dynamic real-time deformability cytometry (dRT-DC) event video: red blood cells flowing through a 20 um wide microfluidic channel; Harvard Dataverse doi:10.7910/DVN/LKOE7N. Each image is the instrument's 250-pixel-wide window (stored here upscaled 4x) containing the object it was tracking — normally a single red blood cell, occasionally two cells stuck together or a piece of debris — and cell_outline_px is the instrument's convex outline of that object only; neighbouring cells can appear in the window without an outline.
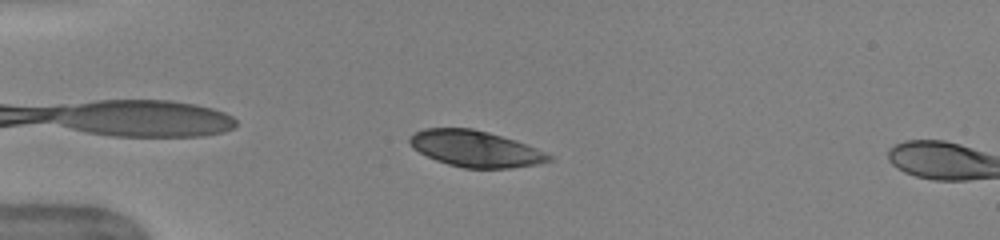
{"species": "human", "species_latin": "Homo sapiens", "temperature_condition": "warm", "stored_images_in_passage": 6, "camera_frame_rate_fps": 3000, "um_per_image_px": 0.085, "donor": {"sex": "female"}, "frame": {"image": 1, "passage_image": 4, "time_ms": 1.0, "image_size_px": [1000, 240], "cell_outline_px": [[552, 160], [536, 164], [512, 168], [464, 168], [448, 164], [436, 160], [412, 148], [408, 140], [416, 132], [424, 128], [472, 128], [488, 132], [516, 140], [536, 148], [552, 156]], "centroid_in_image_um": [40.41, 12.64], "position_along_channel_um": 44.6, "area_um2": 29.19}}